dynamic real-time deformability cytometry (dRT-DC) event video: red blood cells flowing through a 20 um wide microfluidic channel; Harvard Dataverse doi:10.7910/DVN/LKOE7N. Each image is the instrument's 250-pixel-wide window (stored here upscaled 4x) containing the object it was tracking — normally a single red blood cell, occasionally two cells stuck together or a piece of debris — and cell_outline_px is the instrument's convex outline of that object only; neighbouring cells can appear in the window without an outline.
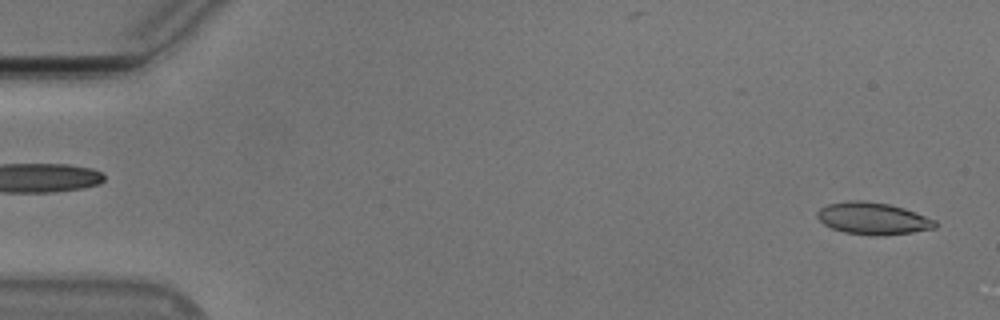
{"species": "Egyptian fruit bat (a non-hibernating species)", "species_latin": "Rousettus aegyptiacus", "temperature_condition": "cold", "stored_images_in_passage": 16, "camera_frame_rate_fps": 3000, "um_per_image_px": 0.085, "animal": {"sex": "male"}, "frame": {"image": 1, "passage_image": 2, "time_ms": 0.333, "image_size_px": [1000, 320], "cell_outline_px": [[936, 228], [912, 232], [884, 236], [872, 236], [844, 232], [832, 228], [824, 224], [816, 216], [816, 212], [820, 208], [828, 204], [848, 200], [860, 200], [888, 204], [904, 208], [936, 220]], "centroid_in_image_um": [74.19, 18.58], "position_along_channel_um": 10.8, "area_um2": 22.08}}
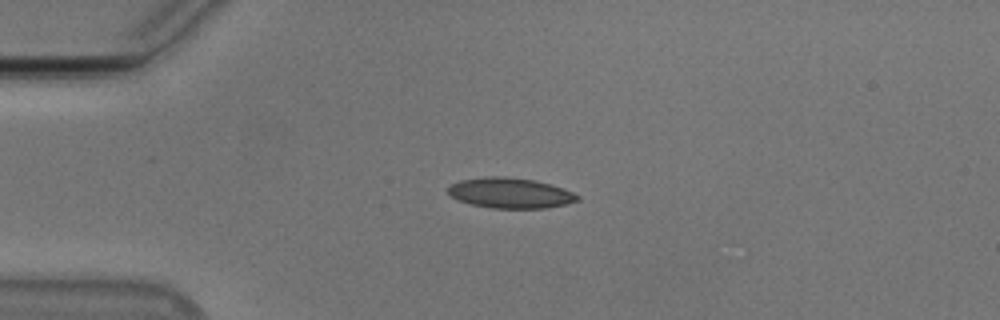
{"frame": {"image": 2, "passage_image": 13, "time_ms": 4.0, "image_size_px": [1000, 320], "cell_outline_px": [[580, 200], [568, 204], [544, 208], [492, 208], [472, 204], [460, 200], [452, 196], [448, 192], [448, 188], [452, 184], [460, 180], [484, 176], [504, 176], [536, 180], [564, 188], [580, 196]], "centroid_in_image_um": [43.42, 16.39], "position_along_channel_um": 41.6, "area_um2": 22.95}}